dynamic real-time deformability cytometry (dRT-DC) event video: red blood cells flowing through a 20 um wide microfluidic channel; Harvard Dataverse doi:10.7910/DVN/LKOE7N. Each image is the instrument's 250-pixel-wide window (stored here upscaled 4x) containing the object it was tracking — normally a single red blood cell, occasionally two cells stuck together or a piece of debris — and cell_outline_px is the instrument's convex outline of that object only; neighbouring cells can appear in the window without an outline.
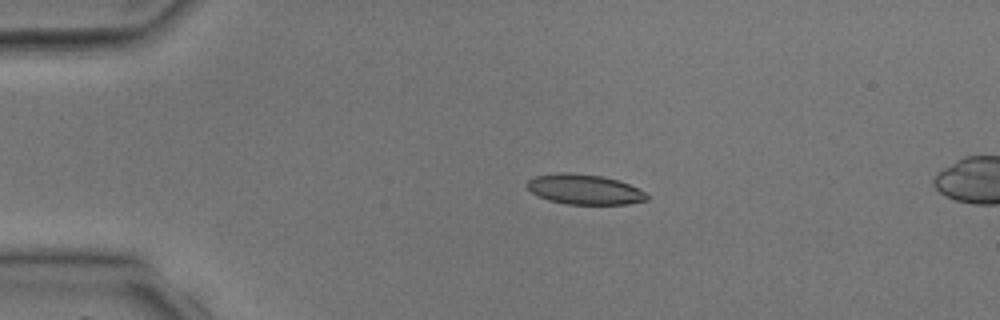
{"species": "common noctule bat (a hibernating species)", "species_latin": "Nyctalus noctula", "temperature_condition": "room temperature", "stored_images_in_passage": 4, "segment_of_instrument_passage": [1, 2], "camera_frame_rate_fps": 3000, "um_per_image_px": 0.085, "animal": {"sex": "male", "body_mass_g": 17.9, "forearm_length_mm": 54.2}, "frame": {"image": 1, "passage_image": 2, "time_ms": 1.333, "image_size_px": [1000, 320], "cell_outline_px": [[648, 200], [628, 204], [568, 204], [548, 200], [532, 192], [528, 188], [528, 180], [532, 176], [560, 172], [568, 172], [604, 176], [628, 184], [644, 192], [648, 196]], "centroid_in_image_um": [49.66, 16.09], "position_along_channel_um": 35.3, "area_um2": 20.87}}